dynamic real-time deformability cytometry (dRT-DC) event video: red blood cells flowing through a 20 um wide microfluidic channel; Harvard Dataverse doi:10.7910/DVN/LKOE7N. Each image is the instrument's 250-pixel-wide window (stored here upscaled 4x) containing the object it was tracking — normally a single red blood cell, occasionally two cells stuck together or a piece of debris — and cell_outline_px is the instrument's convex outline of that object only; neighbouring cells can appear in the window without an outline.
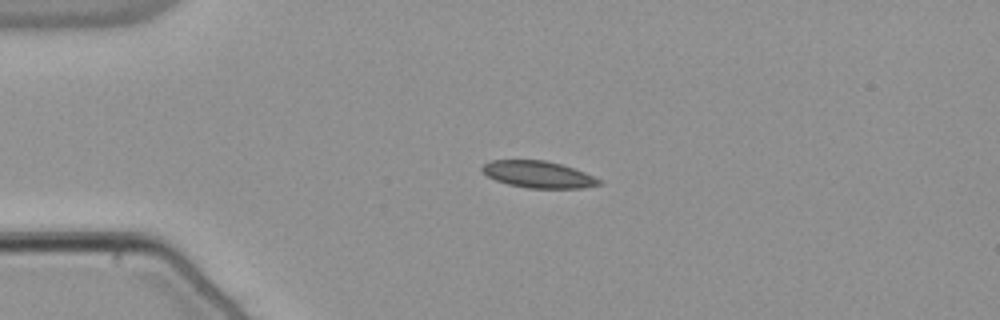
{"species": "common noctule bat (a hibernating species)", "species_latin": "Nyctalus noctula", "temperature_condition": "warm", "stored_images_in_passage": 42, "camera_frame_rate_fps": 3000, "um_per_image_px": 0.085, "animal": {"sex": "male", "body_mass_g": 21.5, "forearm_length_mm": 52.0}, "frame": {"image": 1, "passage_image": 1, "time_ms": 0.0, "image_size_px": [1000, 320], "cell_outline_px": [[604, 184], [580, 188], [528, 188], [508, 184], [496, 180], [488, 176], [480, 168], [484, 164], [492, 160], [544, 160], [560, 164], [584, 172], [600, 180]], "centroid_in_image_um": [45.74, 14.83], "position_along_channel_um": 39.3, "area_um2": 18.03}}
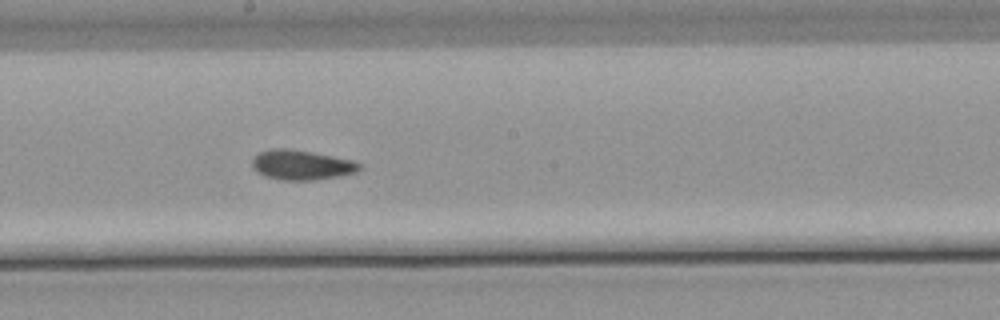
{"frame": {"image": 2, "passage_image": 18, "time_ms": 5.667, "image_size_px": [1000, 320], "cell_outline_px": [[360, 168], [356, 172], [340, 176], [312, 180], [280, 180], [264, 176], [256, 172], [252, 168], [252, 156], [260, 152], [272, 148], [288, 148], [312, 152], [352, 160], [360, 164]], "centroid_in_image_um": [25.56, 14.02], "position_along_channel_um": 222.6, "area_um2": 18.73}}
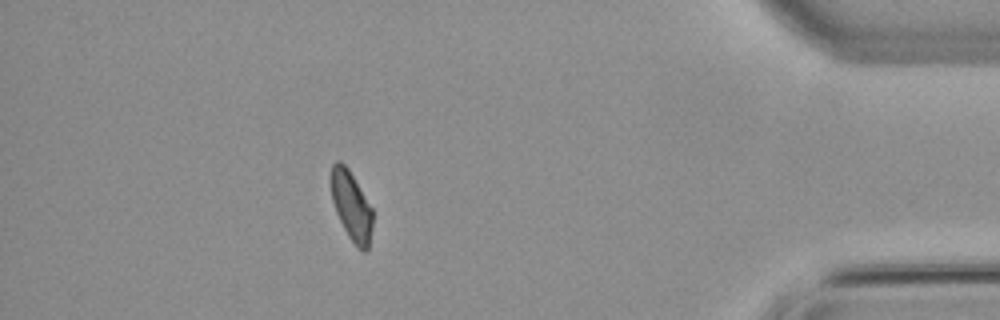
{"frame": {"image": 3, "passage_image": 36, "time_ms": 11.667, "image_size_px": [1000, 320], "cell_outline_px": [[372, 228], [368, 248], [364, 252], [356, 248], [348, 236], [336, 212], [332, 200], [332, 164], [336, 160], [340, 160], [348, 168], [372, 208]], "centroid_in_image_um": [29.88, 17.53], "position_along_channel_um": 405.3, "area_um2": 16.53}, "authors_computed_cell_mechanics": {"area_um2": 17.9758, "velocity_mm_per_s": 3.8305, "shape_relaxation_time_tau1_ms": null, "shape_relaxation_time_tau2_ms": 3.4006, "deformation_change_tau1": null, "deformation_change_tau2": 0.068}}